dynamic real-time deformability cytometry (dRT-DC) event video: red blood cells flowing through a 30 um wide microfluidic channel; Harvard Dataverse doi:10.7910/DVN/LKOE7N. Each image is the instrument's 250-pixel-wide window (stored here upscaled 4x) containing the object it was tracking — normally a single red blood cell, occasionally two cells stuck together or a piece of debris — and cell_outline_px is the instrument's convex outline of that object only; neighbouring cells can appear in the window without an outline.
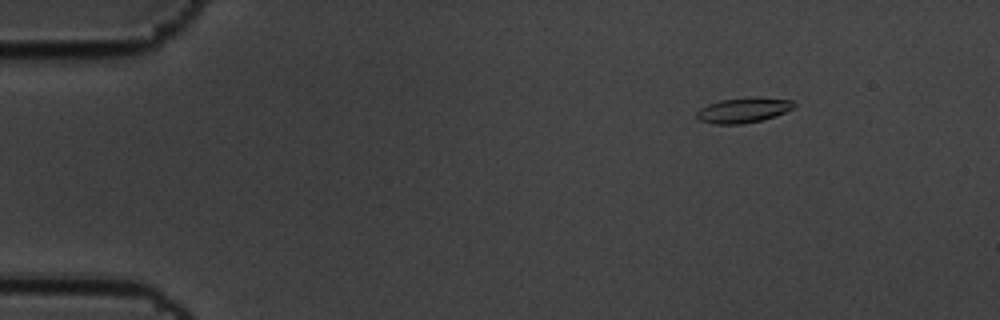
{"species": "common noctule bat (a hibernating species)", "species_latin": "Nyctalus noctula", "temperature_condition": "cold", "stored_images_in_passage": 5, "camera_frame_rate_fps": 3000, "um_per_image_px": 0.085, "animal": {"sex": "male", "body_mass_g": 19.5, "forearm_length_mm": 54.6}, "frame": {"image": 1, "passage_image": 2, "time_ms": 0.333, "image_size_px": [1000, 320], "cell_outline_px": [[796, 104], [792, 108], [784, 112], [760, 120], [740, 124], [712, 124], [700, 120], [696, 116], [696, 112], [700, 108], [708, 104], [720, 100], [752, 96], [760, 96], [792, 100]], "centroid_in_image_um": [63.16, 9.34], "position_along_channel_um": 21.8, "area_um2": 14.28}}
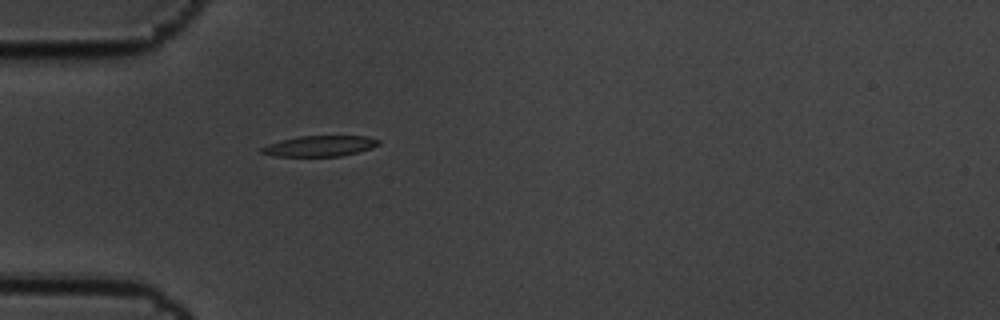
{"frame": {"image": 2, "passage_image": 5, "time_ms": 1.333, "image_size_px": [1000, 320], "cell_outline_px": [[380, 144], [372, 148], [340, 156], [276, 156], [260, 152], [260, 148], [268, 144], [280, 140], [300, 136], [368, 136], [380, 140]], "centroid_in_image_um": [27.19, 12.4], "position_along_channel_um": 57.8, "area_um2": 14.05}}